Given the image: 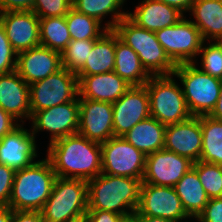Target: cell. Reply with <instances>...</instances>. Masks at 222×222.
Listing matches in <instances>:
<instances>
[{
  "mask_svg": "<svg viewBox=\"0 0 222 222\" xmlns=\"http://www.w3.org/2000/svg\"><path fill=\"white\" fill-rule=\"evenodd\" d=\"M47 152L56 177L88 181L102 173L101 144L79 133L49 144Z\"/></svg>",
  "mask_w": 222,
  "mask_h": 222,
  "instance_id": "6da1fadb",
  "label": "cell"
},
{
  "mask_svg": "<svg viewBox=\"0 0 222 222\" xmlns=\"http://www.w3.org/2000/svg\"><path fill=\"white\" fill-rule=\"evenodd\" d=\"M142 181L101 173L87 181L88 210H105L122 216L136 212Z\"/></svg>",
  "mask_w": 222,
  "mask_h": 222,
  "instance_id": "7a4b0ae2",
  "label": "cell"
},
{
  "mask_svg": "<svg viewBox=\"0 0 222 222\" xmlns=\"http://www.w3.org/2000/svg\"><path fill=\"white\" fill-rule=\"evenodd\" d=\"M55 179L56 174L47 158L16 170L8 207L14 211H41Z\"/></svg>",
  "mask_w": 222,
  "mask_h": 222,
  "instance_id": "3957f363",
  "label": "cell"
},
{
  "mask_svg": "<svg viewBox=\"0 0 222 222\" xmlns=\"http://www.w3.org/2000/svg\"><path fill=\"white\" fill-rule=\"evenodd\" d=\"M87 211V180L56 177L41 213L44 222H82Z\"/></svg>",
  "mask_w": 222,
  "mask_h": 222,
  "instance_id": "277c9868",
  "label": "cell"
},
{
  "mask_svg": "<svg viewBox=\"0 0 222 222\" xmlns=\"http://www.w3.org/2000/svg\"><path fill=\"white\" fill-rule=\"evenodd\" d=\"M119 38L138 55L150 75H170L176 65L157 40L155 32L138 27L128 17L121 19L113 29Z\"/></svg>",
  "mask_w": 222,
  "mask_h": 222,
  "instance_id": "5b68a950",
  "label": "cell"
},
{
  "mask_svg": "<svg viewBox=\"0 0 222 222\" xmlns=\"http://www.w3.org/2000/svg\"><path fill=\"white\" fill-rule=\"evenodd\" d=\"M174 75H151L145 84L150 105V115L164 125L176 124L189 119L183 90L173 79Z\"/></svg>",
  "mask_w": 222,
  "mask_h": 222,
  "instance_id": "8992f818",
  "label": "cell"
},
{
  "mask_svg": "<svg viewBox=\"0 0 222 222\" xmlns=\"http://www.w3.org/2000/svg\"><path fill=\"white\" fill-rule=\"evenodd\" d=\"M194 64L176 65L173 75L184 87L183 95L191 115H209L218 101L222 80L203 72Z\"/></svg>",
  "mask_w": 222,
  "mask_h": 222,
  "instance_id": "52a82bcc",
  "label": "cell"
},
{
  "mask_svg": "<svg viewBox=\"0 0 222 222\" xmlns=\"http://www.w3.org/2000/svg\"><path fill=\"white\" fill-rule=\"evenodd\" d=\"M31 116L38 111L71 102L79 96L76 73L62 68L29 85Z\"/></svg>",
  "mask_w": 222,
  "mask_h": 222,
  "instance_id": "ba28073f",
  "label": "cell"
},
{
  "mask_svg": "<svg viewBox=\"0 0 222 222\" xmlns=\"http://www.w3.org/2000/svg\"><path fill=\"white\" fill-rule=\"evenodd\" d=\"M157 40L175 65L195 63L203 38L199 29L183 17L175 25L155 32Z\"/></svg>",
  "mask_w": 222,
  "mask_h": 222,
  "instance_id": "9c48e42d",
  "label": "cell"
},
{
  "mask_svg": "<svg viewBox=\"0 0 222 222\" xmlns=\"http://www.w3.org/2000/svg\"><path fill=\"white\" fill-rule=\"evenodd\" d=\"M102 173L143 180L146 155L123 137H112L101 144Z\"/></svg>",
  "mask_w": 222,
  "mask_h": 222,
  "instance_id": "30bf717a",
  "label": "cell"
},
{
  "mask_svg": "<svg viewBox=\"0 0 222 222\" xmlns=\"http://www.w3.org/2000/svg\"><path fill=\"white\" fill-rule=\"evenodd\" d=\"M136 212L139 215L161 217L172 222L190 219L184 211L174 187L157 186L143 182L141 183L139 205Z\"/></svg>",
  "mask_w": 222,
  "mask_h": 222,
  "instance_id": "8fae6325",
  "label": "cell"
},
{
  "mask_svg": "<svg viewBox=\"0 0 222 222\" xmlns=\"http://www.w3.org/2000/svg\"><path fill=\"white\" fill-rule=\"evenodd\" d=\"M31 132L35 136L38 131L50 132V143L68 135L77 133L79 126V100L74 99L54 107H50L32 116Z\"/></svg>",
  "mask_w": 222,
  "mask_h": 222,
  "instance_id": "7c38bea8",
  "label": "cell"
},
{
  "mask_svg": "<svg viewBox=\"0 0 222 222\" xmlns=\"http://www.w3.org/2000/svg\"><path fill=\"white\" fill-rule=\"evenodd\" d=\"M194 162L175 152L161 149L146 156L143 183L174 187Z\"/></svg>",
  "mask_w": 222,
  "mask_h": 222,
  "instance_id": "4fadbf2b",
  "label": "cell"
},
{
  "mask_svg": "<svg viewBox=\"0 0 222 222\" xmlns=\"http://www.w3.org/2000/svg\"><path fill=\"white\" fill-rule=\"evenodd\" d=\"M79 100V126L77 133L90 141L104 143L114 137L112 103L84 99Z\"/></svg>",
  "mask_w": 222,
  "mask_h": 222,
  "instance_id": "5bb4252c",
  "label": "cell"
},
{
  "mask_svg": "<svg viewBox=\"0 0 222 222\" xmlns=\"http://www.w3.org/2000/svg\"><path fill=\"white\" fill-rule=\"evenodd\" d=\"M113 107L114 137H122L140 121L150 117L148 91L145 85L131 86Z\"/></svg>",
  "mask_w": 222,
  "mask_h": 222,
  "instance_id": "9a60e30c",
  "label": "cell"
},
{
  "mask_svg": "<svg viewBox=\"0 0 222 222\" xmlns=\"http://www.w3.org/2000/svg\"><path fill=\"white\" fill-rule=\"evenodd\" d=\"M0 23L18 54L40 44V18L33 11L0 13Z\"/></svg>",
  "mask_w": 222,
  "mask_h": 222,
  "instance_id": "2e32d148",
  "label": "cell"
},
{
  "mask_svg": "<svg viewBox=\"0 0 222 222\" xmlns=\"http://www.w3.org/2000/svg\"><path fill=\"white\" fill-rule=\"evenodd\" d=\"M164 149L198 162L202 151L200 116L166 125Z\"/></svg>",
  "mask_w": 222,
  "mask_h": 222,
  "instance_id": "e0dca14e",
  "label": "cell"
},
{
  "mask_svg": "<svg viewBox=\"0 0 222 222\" xmlns=\"http://www.w3.org/2000/svg\"><path fill=\"white\" fill-rule=\"evenodd\" d=\"M61 53L39 45L17 54L16 71L28 84H32L61 70Z\"/></svg>",
  "mask_w": 222,
  "mask_h": 222,
  "instance_id": "ac0fdd59",
  "label": "cell"
},
{
  "mask_svg": "<svg viewBox=\"0 0 222 222\" xmlns=\"http://www.w3.org/2000/svg\"><path fill=\"white\" fill-rule=\"evenodd\" d=\"M35 137L23 124L7 133L0 139V164L15 171L32 165L37 157Z\"/></svg>",
  "mask_w": 222,
  "mask_h": 222,
  "instance_id": "d6986e66",
  "label": "cell"
},
{
  "mask_svg": "<svg viewBox=\"0 0 222 222\" xmlns=\"http://www.w3.org/2000/svg\"><path fill=\"white\" fill-rule=\"evenodd\" d=\"M0 107L18 122L31 119L29 85L16 70L0 74Z\"/></svg>",
  "mask_w": 222,
  "mask_h": 222,
  "instance_id": "ffe728a7",
  "label": "cell"
},
{
  "mask_svg": "<svg viewBox=\"0 0 222 222\" xmlns=\"http://www.w3.org/2000/svg\"><path fill=\"white\" fill-rule=\"evenodd\" d=\"M79 97L114 103L131 87L114 71L89 76H77Z\"/></svg>",
  "mask_w": 222,
  "mask_h": 222,
  "instance_id": "44dd1931",
  "label": "cell"
},
{
  "mask_svg": "<svg viewBox=\"0 0 222 222\" xmlns=\"http://www.w3.org/2000/svg\"><path fill=\"white\" fill-rule=\"evenodd\" d=\"M184 17L177 8L158 0H143L128 18L138 27L156 32L175 25Z\"/></svg>",
  "mask_w": 222,
  "mask_h": 222,
  "instance_id": "7402d4cb",
  "label": "cell"
},
{
  "mask_svg": "<svg viewBox=\"0 0 222 222\" xmlns=\"http://www.w3.org/2000/svg\"><path fill=\"white\" fill-rule=\"evenodd\" d=\"M116 32L106 30L94 43L85 64L76 72L77 76H89L114 71Z\"/></svg>",
  "mask_w": 222,
  "mask_h": 222,
  "instance_id": "603a6c76",
  "label": "cell"
},
{
  "mask_svg": "<svg viewBox=\"0 0 222 222\" xmlns=\"http://www.w3.org/2000/svg\"><path fill=\"white\" fill-rule=\"evenodd\" d=\"M166 125L148 117L133 126L122 137L146 156L164 149Z\"/></svg>",
  "mask_w": 222,
  "mask_h": 222,
  "instance_id": "cb8c5ba5",
  "label": "cell"
},
{
  "mask_svg": "<svg viewBox=\"0 0 222 222\" xmlns=\"http://www.w3.org/2000/svg\"><path fill=\"white\" fill-rule=\"evenodd\" d=\"M189 12L191 21L200 31L203 41H217L222 35V0H195Z\"/></svg>",
  "mask_w": 222,
  "mask_h": 222,
  "instance_id": "d4e9b609",
  "label": "cell"
},
{
  "mask_svg": "<svg viewBox=\"0 0 222 222\" xmlns=\"http://www.w3.org/2000/svg\"><path fill=\"white\" fill-rule=\"evenodd\" d=\"M114 72L130 86H143L151 75L142 66L137 53L116 33Z\"/></svg>",
  "mask_w": 222,
  "mask_h": 222,
  "instance_id": "484cf974",
  "label": "cell"
},
{
  "mask_svg": "<svg viewBox=\"0 0 222 222\" xmlns=\"http://www.w3.org/2000/svg\"><path fill=\"white\" fill-rule=\"evenodd\" d=\"M174 188L186 214L190 218L196 219L209 201V197L199 181L197 171L192 167L175 184Z\"/></svg>",
  "mask_w": 222,
  "mask_h": 222,
  "instance_id": "4316f807",
  "label": "cell"
},
{
  "mask_svg": "<svg viewBox=\"0 0 222 222\" xmlns=\"http://www.w3.org/2000/svg\"><path fill=\"white\" fill-rule=\"evenodd\" d=\"M202 151L200 161L222 165V121L201 115Z\"/></svg>",
  "mask_w": 222,
  "mask_h": 222,
  "instance_id": "83f0119b",
  "label": "cell"
},
{
  "mask_svg": "<svg viewBox=\"0 0 222 222\" xmlns=\"http://www.w3.org/2000/svg\"><path fill=\"white\" fill-rule=\"evenodd\" d=\"M124 2L125 0H72V8L81 14H86L98 20L101 24L105 15L113 14L111 15L112 21H108L103 26L110 30L114 29L121 19L128 17V12L120 10Z\"/></svg>",
  "mask_w": 222,
  "mask_h": 222,
  "instance_id": "f1b7e54d",
  "label": "cell"
},
{
  "mask_svg": "<svg viewBox=\"0 0 222 222\" xmlns=\"http://www.w3.org/2000/svg\"><path fill=\"white\" fill-rule=\"evenodd\" d=\"M71 41L65 16L40 18V44L62 53Z\"/></svg>",
  "mask_w": 222,
  "mask_h": 222,
  "instance_id": "f546056e",
  "label": "cell"
},
{
  "mask_svg": "<svg viewBox=\"0 0 222 222\" xmlns=\"http://www.w3.org/2000/svg\"><path fill=\"white\" fill-rule=\"evenodd\" d=\"M65 19L71 40H96L107 30L104 27L100 28L102 25L98 20L81 14L74 8L68 11Z\"/></svg>",
  "mask_w": 222,
  "mask_h": 222,
  "instance_id": "4dcf8cb0",
  "label": "cell"
},
{
  "mask_svg": "<svg viewBox=\"0 0 222 222\" xmlns=\"http://www.w3.org/2000/svg\"><path fill=\"white\" fill-rule=\"evenodd\" d=\"M209 199L222 197V165L198 161L193 164Z\"/></svg>",
  "mask_w": 222,
  "mask_h": 222,
  "instance_id": "1f68e13d",
  "label": "cell"
},
{
  "mask_svg": "<svg viewBox=\"0 0 222 222\" xmlns=\"http://www.w3.org/2000/svg\"><path fill=\"white\" fill-rule=\"evenodd\" d=\"M96 40H71L62 51V66L76 73L88 59V55Z\"/></svg>",
  "mask_w": 222,
  "mask_h": 222,
  "instance_id": "d6a6232c",
  "label": "cell"
},
{
  "mask_svg": "<svg viewBox=\"0 0 222 222\" xmlns=\"http://www.w3.org/2000/svg\"><path fill=\"white\" fill-rule=\"evenodd\" d=\"M208 41L205 46L203 41L199 55L201 54V70L212 77L222 80V46L217 42Z\"/></svg>",
  "mask_w": 222,
  "mask_h": 222,
  "instance_id": "836d02e7",
  "label": "cell"
},
{
  "mask_svg": "<svg viewBox=\"0 0 222 222\" xmlns=\"http://www.w3.org/2000/svg\"><path fill=\"white\" fill-rule=\"evenodd\" d=\"M72 8V0H34L33 12L39 18L65 16Z\"/></svg>",
  "mask_w": 222,
  "mask_h": 222,
  "instance_id": "e575fe53",
  "label": "cell"
},
{
  "mask_svg": "<svg viewBox=\"0 0 222 222\" xmlns=\"http://www.w3.org/2000/svg\"><path fill=\"white\" fill-rule=\"evenodd\" d=\"M17 53L13 50L5 29L0 23V74L10 73L16 70Z\"/></svg>",
  "mask_w": 222,
  "mask_h": 222,
  "instance_id": "d590c367",
  "label": "cell"
},
{
  "mask_svg": "<svg viewBox=\"0 0 222 222\" xmlns=\"http://www.w3.org/2000/svg\"><path fill=\"white\" fill-rule=\"evenodd\" d=\"M15 170L0 164V206H8L12 193Z\"/></svg>",
  "mask_w": 222,
  "mask_h": 222,
  "instance_id": "8d00e7d4",
  "label": "cell"
},
{
  "mask_svg": "<svg viewBox=\"0 0 222 222\" xmlns=\"http://www.w3.org/2000/svg\"><path fill=\"white\" fill-rule=\"evenodd\" d=\"M196 219L199 222H222V197L209 199Z\"/></svg>",
  "mask_w": 222,
  "mask_h": 222,
  "instance_id": "74e56055",
  "label": "cell"
},
{
  "mask_svg": "<svg viewBox=\"0 0 222 222\" xmlns=\"http://www.w3.org/2000/svg\"><path fill=\"white\" fill-rule=\"evenodd\" d=\"M122 215L105 210H88L82 222H119Z\"/></svg>",
  "mask_w": 222,
  "mask_h": 222,
  "instance_id": "f35d334b",
  "label": "cell"
},
{
  "mask_svg": "<svg viewBox=\"0 0 222 222\" xmlns=\"http://www.w3.org/2000/svg\"><path fill=\"white\" fill-rule=\"evenodd\" d=\"M34 0H0V13L33 11Z\"/></svg>",
  "mask_w": 222,
  "mask_h": 222,
  "instance_id": "ab89813d",
  "label": "cell"
},
{
  "mask_svg": "<svg viewBox=\"0 0 222 222\" xmlns=\"http://www.w3.org/2000/svg\"><path fill=\"white\" fill-rule=\"evenodd\" d=\"M12 222H44V219L41 211L12 210Z\"/></svg>",
  "mask_w": 222,
  "mask_h": 222,
  "instance_id": "60d3db41",
  "label": "cell"
},
{
  "mask_svg": "<svg viewBox=\"0 0 222 222\" xmlns=\"http://www.w3.org/2000/svg\"><path fill=\"white\" fill-rule=\"evenodd\" d=\"M18 121L0 107V139L17 127Z\"/></svg>",
  "mask_w": 222,
  "mask_h": 222,
  "instance_id": "b9f144b4",
  "label": "cell"
},
{
  "mask_svg": "<svg viewBox=\"0 0 222 222\" xmlns=\"http://www.w3.org/2000/svg\"><path fill=\"white\" fill-rule=\"evenodd\" d=\"M169 6L177 8L180 12L190 11L192 4L195 0H158Z\"/></svg>",
  "mask_w": 222,
  "mask_h": 222,
  "instance_id": "7bdbcfd3",
  "label": "cell"
},
{
  "mask_svg": "<svg viewBox=\"0 0 222 222\" xmlns=\"http://www.w3.org/2000/svg\"><path fill=\"white\" fill-rule=\"evenodd\" d=\"M209 115L215 119L222 121V84H221L220 95L216 103V106Z\"/></svg>",
  "mask_w": 222,
  "mask_h": 222,
  "instance_id": "ee69618b",
  "label": "cell"
},
{
  "mask_svg": "<svg viewBox=\"0 0 222 222\" xmlns=\"http://www.w3.org/2000/svg\"><path fill=\"white\" fill-rule=\"evenodd\" d=\"M0 222H12V209L8 206H0Z\"/></svg>",
  "mask_w": 222,
  "mask_h": 222,
  "instance_id": "f6af8a7d",
  "label": "cell"
},
{
  "mask_svg": "<svg viewBox=\"0 0 222 222\" xmlns=\"http://www.w3.org/2000/svg\"><path fill=\"white\" fill-rule=\"evenodd\" d=\"M119 222H141V215L137 212L124 215L119 219Z\"/></svg>",
  "mask_w": 222,
  "mask_h": 222,
  "instance_id": "bcb514c9",
  "label": "cell"
},
{
  "mask_svg": "<svg viewBox=\"0 0 222 222\" xmlns=\"http://www.w3.org/2000/svg\"><path fill=\"white\" fill-rule=\"evenodd\" d=\"M141 222H172V221L161 217H151V216L141 215Z\"/></svg>",
  "mask_w": 222,
  "mask_h": 222,
  "instance_id": "7dc6e473",
  "label": "cell"
},
{
  "mask_svg": "<svg viewBox=\"0 0 222 222\" xmlns=\"http://www.w3.org/2000/svg\"><path fill=\"white\" fill-rule=\"evenodd\" d=\"M217 42L222 46V35L219 37V39L217 40Z\"/></svg>",
  "mask_w": 222,
  "mask_h": 222,
  "instance_id": "c3c4849f",
  "label": "cell"
}]
</instances>
